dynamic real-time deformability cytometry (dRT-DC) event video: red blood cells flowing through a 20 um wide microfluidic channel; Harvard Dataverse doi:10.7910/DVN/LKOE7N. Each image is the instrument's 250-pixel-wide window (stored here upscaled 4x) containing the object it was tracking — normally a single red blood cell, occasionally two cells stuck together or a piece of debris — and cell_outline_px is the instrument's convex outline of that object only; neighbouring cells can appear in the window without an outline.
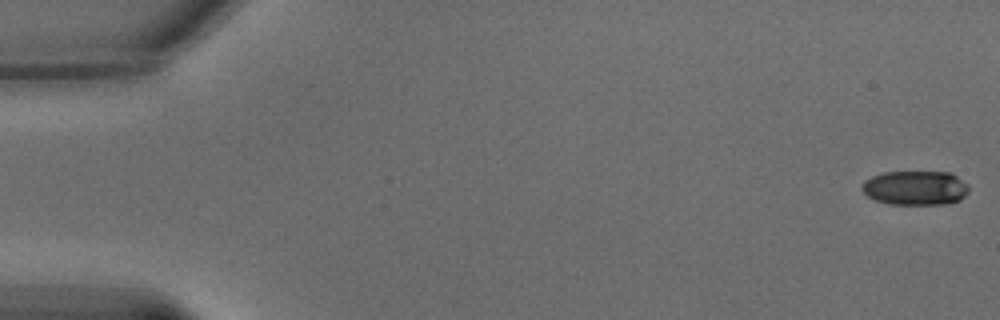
{"species": "common noctule bat (a hibernating species)", "species_latin": "Nyctalus noctula", "temperature_condition": "warm", "stored_images_in_passage": 16, "camera_frame_rate_fps": 3000, "um_per_image_px": 0.085, "animal": {"sex": "male", "body_mass_g": 15.6}, "frame": {"image": 1, "passage_image": 1, "time_ms": 0.0, "image_size_px": [1000, 320], "cell_outline_px": [[968, 192], [960, 200], [944, 204], [892, 204], [876, 200], [868, 196], [860, 188], [864, 180], [872, 176], [884, 172], [948, 172], [956, 176], [968, 184]], "centroid_in_image_um": [77.8, 15.97], "position_along_channel_um": 7.2, "area_um2": 21.33}}
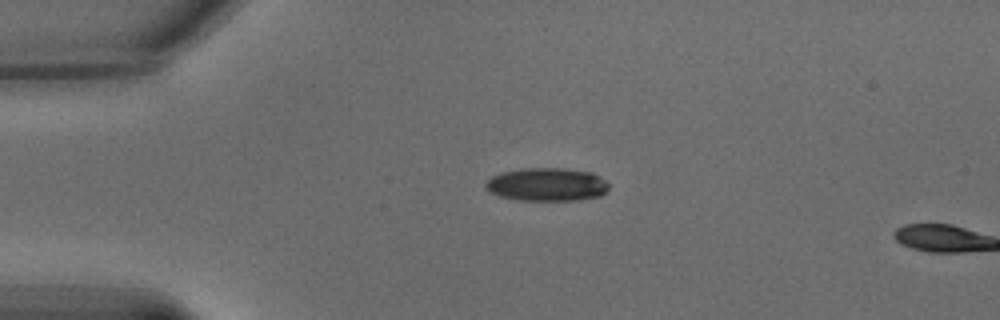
{"frame": {"image": 2, "passage_image": 15, "time_ms": 4.667, "image_size_px": [1000, 320], "cell_outline_px": [[608, 188], [600, 196], [576, 200], [516, 200], [500, 196], [484, 188], [484, 184], [492, 176], [504, 172], [524, 168], [564, 168], [592, 172], [604, 180], [608, 184]], "centroid_in_image_um": [46.47, 15.68], "position_along_channel_um": 38.5, "area_um2": 23.7}}